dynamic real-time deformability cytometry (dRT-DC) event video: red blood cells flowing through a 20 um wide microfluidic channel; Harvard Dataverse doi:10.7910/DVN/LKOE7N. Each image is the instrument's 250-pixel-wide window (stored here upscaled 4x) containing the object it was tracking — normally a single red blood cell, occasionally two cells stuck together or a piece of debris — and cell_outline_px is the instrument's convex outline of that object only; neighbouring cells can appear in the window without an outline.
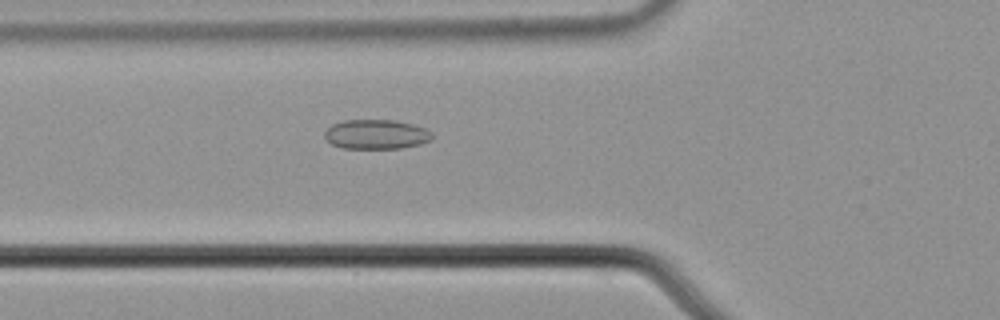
{"species": "common noctule bat (a hibernating species)", "species_latin": "Nyctalus noctula", "temperature_condition": "cold", "stored_images_in_passage": 55, "camera_frame_rate_fps": 3000, "um_per_image_px": 0.085, "animal": {"sex": "male", "body_mass_g": 21.5, "forearm_length_mm": 52.0}, "frame": {"image": 1, "passage_image": 20, "time_ms": 6.333, "image_size_px": [1000, 320], "cell_outline_px": [[432, 140], [420, 144], [400, 148], [344, 148], [332, 144], [324, 136], [324, 132], [332, 124], [344, 120], [396, 120], [412, 124], [424, 128], [432, 132]], "centroid_in_image_um": [31.99, 11.41], "position_along_channel_um": 93.8, "area_um2": 18.44}}
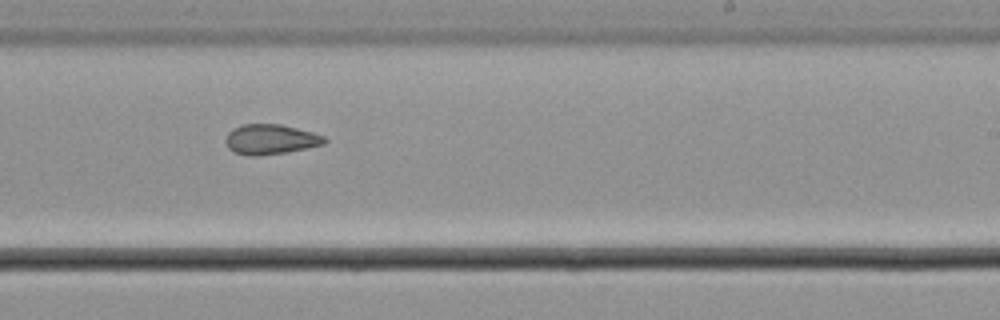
{"frame": {"image": 2, "passage_image": 34, "time_ms": 11.0, "image_size_px": [1000, 320], "cell_outline_px": [[328, 140], [324, 144], [288, 152], [256, 156], [248, 156], [232, 152], [228, 148], [224, 140], [228, 132], [232, 128], [240, 124], [280, 124], [312, 132], [324, 136]], "centroid_in_image_um": [22.95, 11.85], "position_along_channel_um": 266.1, "area_um2": 17.51}}
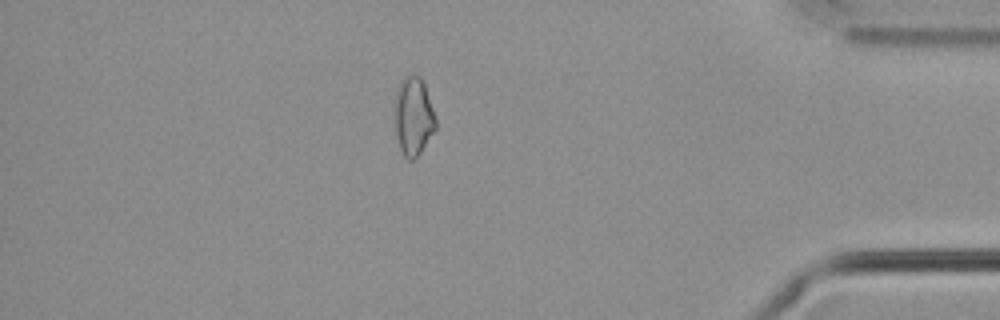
{"frame": {"image": 3, "passage_image": 48, "time_ms": 15.667, "image_size_px": [1000, 320], "cell_outline_px": [[436, 128], [420, 152], [412, 160], [408, 160], [404, 156], [400, 148], [396, 136], [392, 120], [392, 108], [396, 88], [400, 80], [404, 76], [412, 72], [420, 76], [424, 84], [436, 120]], "centroid_in_image_um": [35.06, 9.83], "position_along_channel_um": 400.1, "area_um2": 19.36}, "authors_computed_cell_mechanics": {"area_um2": 18.4382, "velocity_mm_per_s": 3.6849, "shape_relaxation_time_tau1_ms": null, "shape_relaxation_time_tau2_ms": 2.4356, "deformation_change_tau1": null, "deformation_change_tau2": 0.0868}}